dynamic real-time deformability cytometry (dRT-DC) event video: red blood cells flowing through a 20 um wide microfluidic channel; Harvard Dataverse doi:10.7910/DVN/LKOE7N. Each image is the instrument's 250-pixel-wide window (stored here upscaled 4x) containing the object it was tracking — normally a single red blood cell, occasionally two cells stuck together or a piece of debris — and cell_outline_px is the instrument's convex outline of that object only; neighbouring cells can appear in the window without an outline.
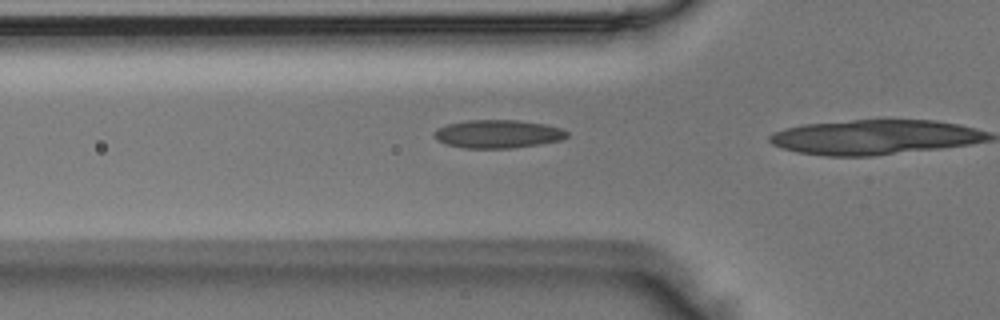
{"species": "Egyptian fruit bat (a non-hibernating species)", "species_latin": "Rousettus aegyptiacus", "temperature_condition": "room temperature", "stored_images_in_passage": 4, "camera_frame_rate_fps": 3000, "um_per_image_px": 0.085, "animal": {"sex": "male"}, "frame": {"image": 1, "passage_image": 3, "time_ms": 0.667, "image_size_px": [1000, 320], "cell_outline_px": [[568, 136], [560, 140], [512, 148], [464, 148], [444, 144], [436, 140], [432, 132], [436, 128], [448, 124], [468, 120], [516, 120], [544, 124], [560, 128], [568, 132]], "centroid_in_image_um": [42.25, 11.39], "position_along_channel_um": 83.6, "area_um2": 21.79}}